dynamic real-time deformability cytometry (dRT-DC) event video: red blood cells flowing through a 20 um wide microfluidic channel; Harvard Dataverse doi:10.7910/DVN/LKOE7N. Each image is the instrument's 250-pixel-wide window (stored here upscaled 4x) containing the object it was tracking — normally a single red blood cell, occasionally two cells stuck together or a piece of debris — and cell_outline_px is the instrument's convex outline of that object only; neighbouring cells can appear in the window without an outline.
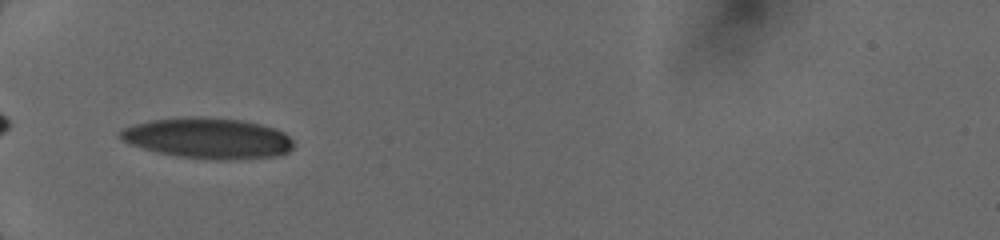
{"species": "human", "species_latin": "Homo sapiens", "temperature_condition": "cold", "stored_images_in_passage": 35, "camera_frame_rate_fps": 3000, "um_per_image_px": 0.085, "donor": {"sex": "female"}, "frame": {"image": 1, "passage_image": 1, "time_ms": 0.0, "image_size_px": [1000, 240], "cell_outline_px": [[292, 148], [288, 152], [276, 156], [224, 160], [208, 160], [180, 156], [160, 152], [144, 148], [132, 144], [124, 140], [120, 136], [120, 132], [124, 128], [136, 124], [152, 120], [192, 116], [196, 116], [240, 120], [260, 124], [276, 128], [284, 132], [292, 140]], "centroid_in_image_um": [17.73, 11.75], "position_along_channel_um": 67.3, "area_um2": 40.63}}
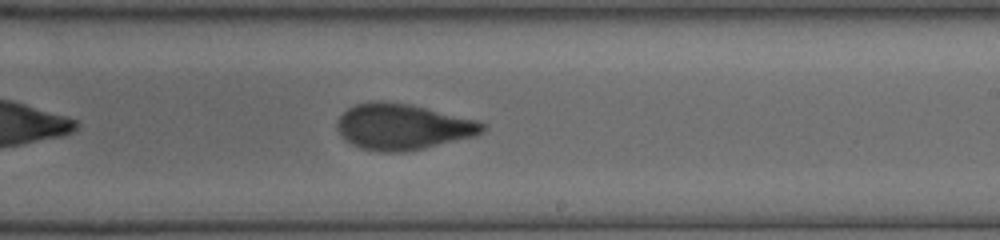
{"frame": {"image": 2, "passage_image": 13, "time_ms": 4.667, "image_size_px": [1000, 240], "cell_outline_px": [[484, 128], [476, 136], [424, 148], [404, 152], [384, 152], [360, 148], [352, 144], [336, 128], [336, 120], [348, 108], [356, 104], [372, 100], [384, 100], [408, 104], [480, 120], [484, 124]], "centroid_in_image_um": [34.23, 10.76], "position_along_channel_um": 254.8, "area_um2": 38.84}}
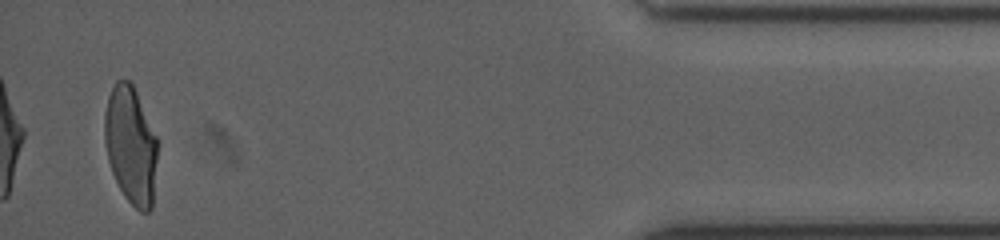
{"frame": {"image": 3, "passage_image": 34, "time_ms": 10.0, "image_size_px": [1000, 240], "cell_outline_px": [[156, 160], [152, 208], [148, 212], [140, 212], [124, 196], [112, 172], [108, 160], [104, 140], [104, 112], [108, 96], [116, 80], [128, 80], [132, 84], [136, 92], [156, 136]], "centroid_in_image_um": [11.09, 12.34], "position_along_channel_um": 424.1, "area_um2": 35.89}}